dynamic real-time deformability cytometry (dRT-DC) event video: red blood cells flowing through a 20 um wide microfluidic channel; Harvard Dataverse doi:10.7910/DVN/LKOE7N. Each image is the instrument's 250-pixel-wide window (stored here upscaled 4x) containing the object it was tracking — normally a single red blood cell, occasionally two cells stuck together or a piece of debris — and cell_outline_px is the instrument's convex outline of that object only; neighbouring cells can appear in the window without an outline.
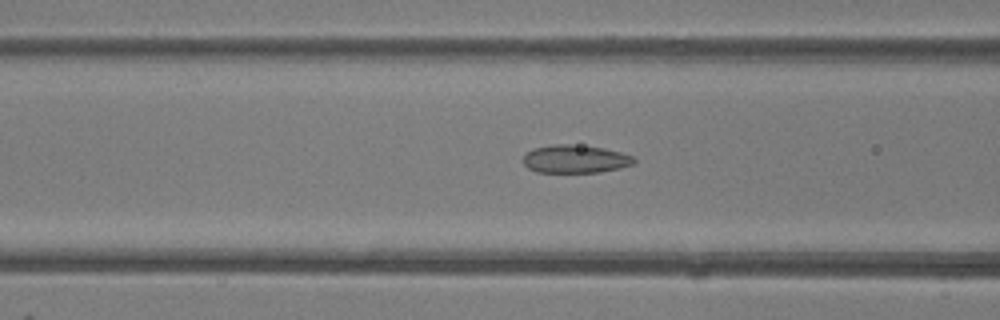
{"species": "common noctule bat (a hibernating species)", "species_latin": "Nyctalus noctula", "temperature_condition": "room temperature", "stored_images_in_passage": 49, "camera_frame_rate_fps": 3000, "um_per_image_px": 0.085, "animal": {"sex": "female"}, "frame": {"image": 1, "passage_image": 19, "time_ms": 6.0, "image_size_px": [1000, 320], "cell_outline_px": [[636, 160], [632, 164], [620, 168], [600, 172], [536, 172], [528, 168], [524, 164], [524, 156], [532, 148], [552, 144], [572, 144], [604, 148], [620, 152], [632, 156]], "centroid_in_image_um": [48.88, 13.51], "position_along_channel_um": 117.7, "area_um2": 18.09}}
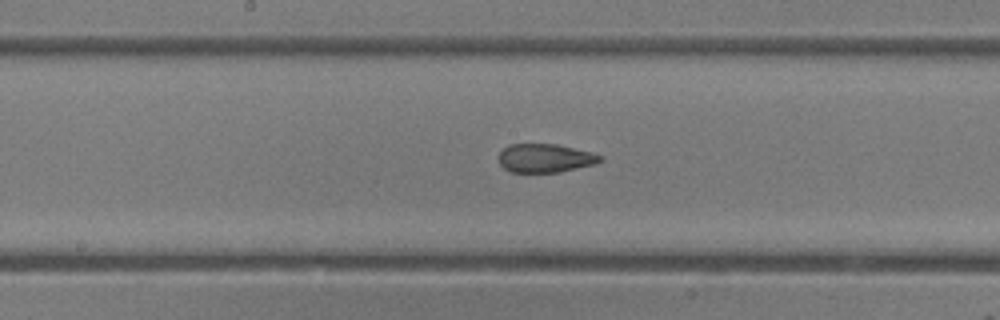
{"frame": {"image": 2, "passage_image": 25, "time_ms": 8.0, "image_size_px": [1000, 320], "cell_outline_px": [[604, 160], [596, 164], [560, 172], [512, 172], [504, 168], [500, 164], [496, 156], [508, 144], [556, 144], [592, 152], [604, 156]], "centroid_in_image_um": [46.35, 13.44], "position_along_channel_um": 201.8, "area_um2": 17.17}}
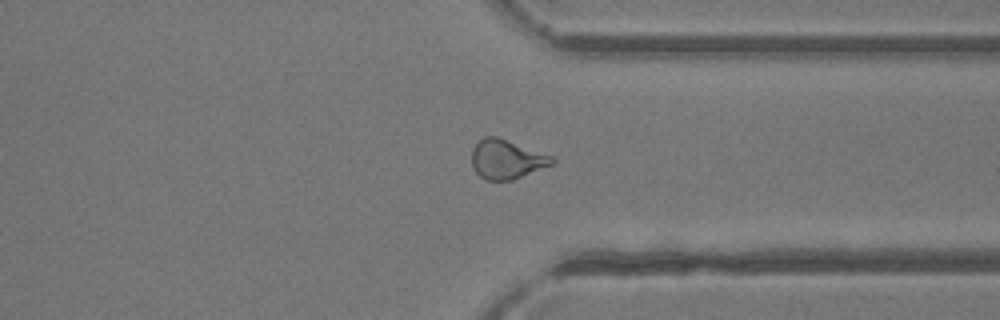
{"frame": {"image": 3, "passage_image": 37, "time_ms": 12.0, "image_size_px": [1000, 320], "cell_outline_px": [[556, 164], [512, 180], [488, 180], [480, 176], [472, 168], [472, 148], [484, 136], [496, 136], [556, 156]], "centroid_in_image_um": [43.13, 13.53], "position_along_channel_um": 368.3, "area_um2": 18.73}, "authors_computed_cell_mechanics": {"area_um2": 19.3052, "velocity_mm_per_s": 4.1882, "shape_relaxation_time_tau1_ms": null, "shape_relaxation_time_tau2_ms": 0.9127, "deformation_change_tau1": null, "deformation_change_tau2": 0.0748}}